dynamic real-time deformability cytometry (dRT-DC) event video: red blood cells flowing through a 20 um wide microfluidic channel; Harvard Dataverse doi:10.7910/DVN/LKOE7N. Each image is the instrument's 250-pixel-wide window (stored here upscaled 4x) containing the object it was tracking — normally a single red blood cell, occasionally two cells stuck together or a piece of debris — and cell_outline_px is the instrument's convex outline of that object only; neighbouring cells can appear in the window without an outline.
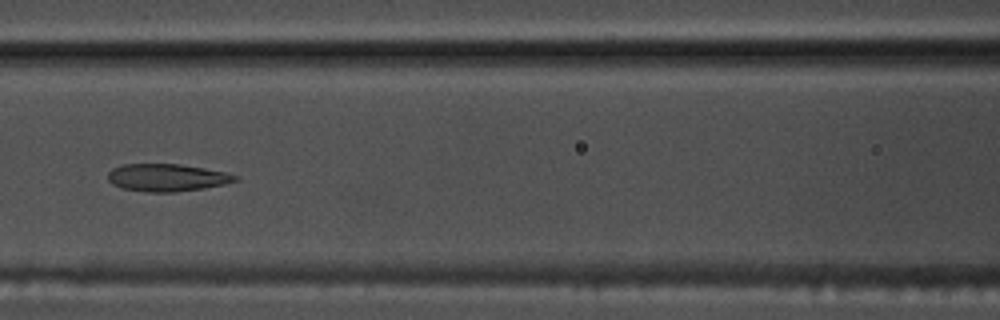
{"species": "common noctule bat (a hibernating species)", "species_latin": "Nyctalus noctula", "temperature_condition": "warm", "stored_images_in_passage": 54, "camera_frame_rate_fps": 3000, "um_per_image_px": 0.085, "animal": {"sex": "male", "body_mass_g": 17.5, "forearm_length_mm": 52.3}, "frame": {"image": 1, "passage_image": 24, "time_ms": 7.667, "image_size_px": [1000, 320], "cell_outline_px": [[240, 180], [224, 184], [204, 188], [176, 192], [148, 192], [120, 188], [112, 184], [108, 180], [108, 172], [112, 168], [124, 164], [180, 164], [204, 168], [224, 172], [240, 176]], "centroid_in_image_um": [14.19, 15.1], "position_along_channel_um": 152.4, "area_um2": 20.52}}
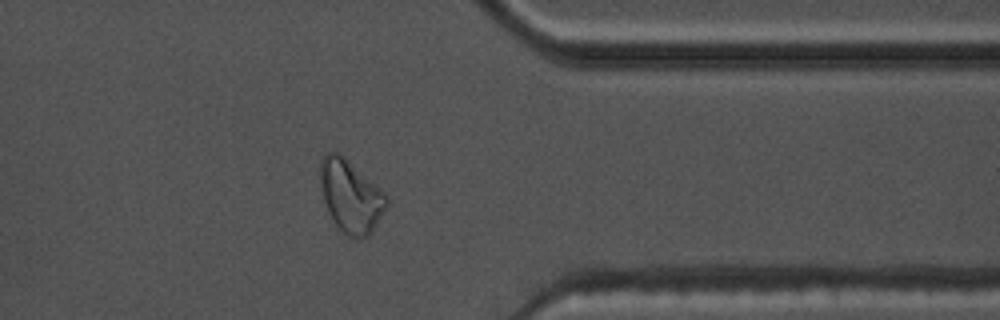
{"frame": {"image": 2, "passage_image": 43, "time_ms": 14.0, "image_size_px": [1000, 320], "cell_outline_px": [[388, 204], [372, 232], [368, 236], [360, 240], [352, 240], [336, 228], [332, 220], [324, 200], [320, 188], [320, 160], [328, 152], [340, 152], [384, 192], [388, 196]], "centroid_in_image_um": [29.8, 16.72], "position_along_channel_um": 381.6, "area_um2": 28.38}}
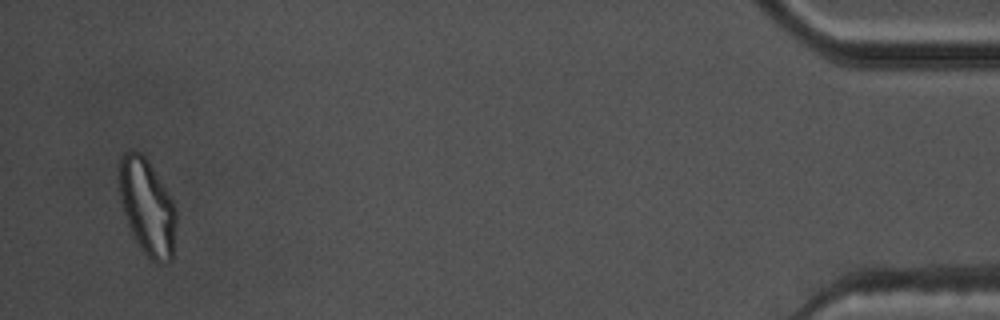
{"frame": {"image": 3, "passage_image": 52, "time_ms": 17.0, "image_size_px": [1000, 320], "cell_outline_px": [[176, 224], [172, 260], [164, 264], [156, 264], [140, 248], [128, 224], [120, 200], [120, 156], [124, 152], [132, 148], [140, 152], [148, 160], [168, 192], [176, 208]], "centroid_in_image_um": [12.53, 17.59], "position_along_channel_um": 422.7, "area_um2": 31.91}, "authors_computed_cell_mechanics": {"area_um2": 23.4668, "velocity_mm_per_s": 3.7717, "shape_relaxation_time_tau1_ms": null, "shape_relaxation_time_tau2_ms": 2.2375, "deformation_change_tau1": null, "deformation_change_tau2": 0.1008}}